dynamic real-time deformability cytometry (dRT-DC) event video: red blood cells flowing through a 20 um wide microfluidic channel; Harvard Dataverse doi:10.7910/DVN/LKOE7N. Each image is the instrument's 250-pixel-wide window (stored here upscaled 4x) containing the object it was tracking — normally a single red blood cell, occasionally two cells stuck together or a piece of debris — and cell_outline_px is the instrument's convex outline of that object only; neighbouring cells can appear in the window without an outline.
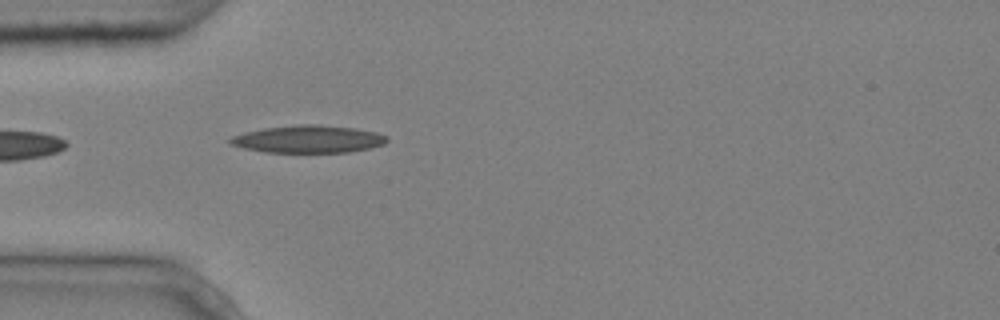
{"species": "common noctule bat (a hibernating species)", "species_latin": "Nyctalus noctula", "temperature_condition": "cold", "stored_images_in_passage": 4, "camera_frame_rate_fps": 3000, "um_per_image_px": 0.085, "animal": {"sex": "male", "body_mass_g": 20.4}, "frame": {"image": 1, "passage_image": 4, "time_ms": 1.0, "image_size_px": [1000, 320], "cell_outline_px": [[388, 140], [384, 144], [368, 148], [348, 152], [264, 152], [244, 148], [228, 144], [228, 140], [232, 136], [244, 132], [264, 128], [300, 124], [320, 124], [356, 128], [376, 132], [388, 136]], "centroid_in_image_um": [26.19, 11.82], "position_along_channel_um": 58.8, "area_um2": 25.2}}